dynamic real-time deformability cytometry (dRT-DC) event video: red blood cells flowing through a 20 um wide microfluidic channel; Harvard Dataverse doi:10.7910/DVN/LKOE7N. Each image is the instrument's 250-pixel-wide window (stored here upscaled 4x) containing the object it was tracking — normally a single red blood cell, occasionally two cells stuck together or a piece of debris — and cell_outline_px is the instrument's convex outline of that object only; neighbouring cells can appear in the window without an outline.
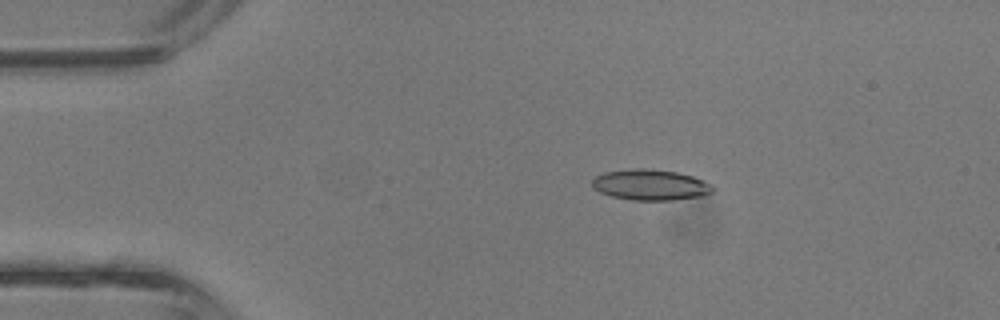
{"species": "common noctule bat (a hibernating species)", "species_latin": "Nyctalus noctula", "temperature_condition": "room temperature", "stored_images_in_passage": 12, "camera_frame_rate_fps": 3000, "um_per_image_px": 0.085, "animal": {"sex": "male", "body_mass_g": 13.3}, "frame": {"image": 1, "passage_image": 7, "time_ms": 2.0, "image_size_px": [1000, 320], "cell_outline_px": [[716, 188], [712, 192], [704, 196], [672, 200], [632, 200], [612, 196], [600, 192], [592, 188], [592, 180], [596, 176], [604, 172], [636, 168], [644, 168], [676, 172], [692, 176], [704, 180], [712, 184]], "centroid_in_image_um": [55.31, 15.71], "position_along_channel_um": 29.7, "area_um2": 21.73}}